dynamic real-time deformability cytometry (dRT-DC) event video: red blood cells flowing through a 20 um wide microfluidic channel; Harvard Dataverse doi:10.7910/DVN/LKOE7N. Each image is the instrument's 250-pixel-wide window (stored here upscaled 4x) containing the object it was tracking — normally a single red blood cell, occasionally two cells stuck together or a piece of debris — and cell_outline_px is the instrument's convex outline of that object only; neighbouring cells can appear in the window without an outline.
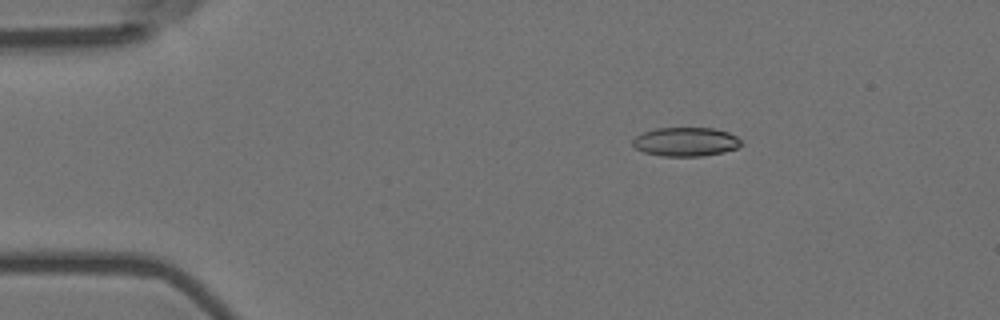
{"species": "Egyptian fruit bat (a non-hibernating species)", "species_latin": "Rousettus aegyptiacus", "temperature_condition": "room temperature", "stored_images_in_passage": 57, "camera_frame_rate_fps": 3000, "um_per_image_px": 0.085, "animal": {"sex": "female"}, "frame": {"image": 1, "passage_image": 10, "time_ms": 3.0, "image_size_px": [1000, 320], "cell_outline_px": [[744, 144], [736, 148], [724, 152], [704, 156], [664, 156], [644, 152], [636, 148], [632, 144], [632, 140], [636, 136], [644, 132], [656, 128], [712, 128], [728, 132], [736, 136]], "centroid_in_image_um": [58.3, 12.05], "position_along_channel_um": 26.7, "area_um2": 18.26}}
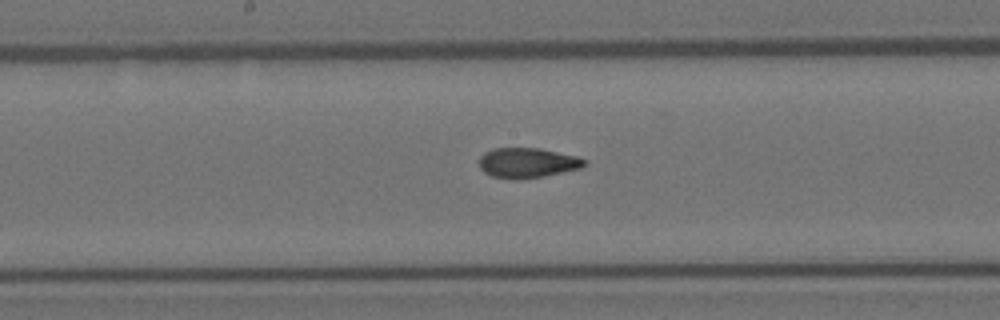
{"frame": {"image": 2, "passage_image": 30, "time_ms": 9.667, "image_size_px": [1000, 320], "cell_outline_px": [[588, 164], [580, 168], [544, 176], [516, 180], [512, 180], [492, 176], [484, 172], [480, 168], [480, 156], [484, 152], [492, 148], [540, 148], [576, 156], [588, 160]], "centroid_in_image_um": [44.83, 13.84], "position_along_channel_um": 203.4, "area_um2": 18.55}}
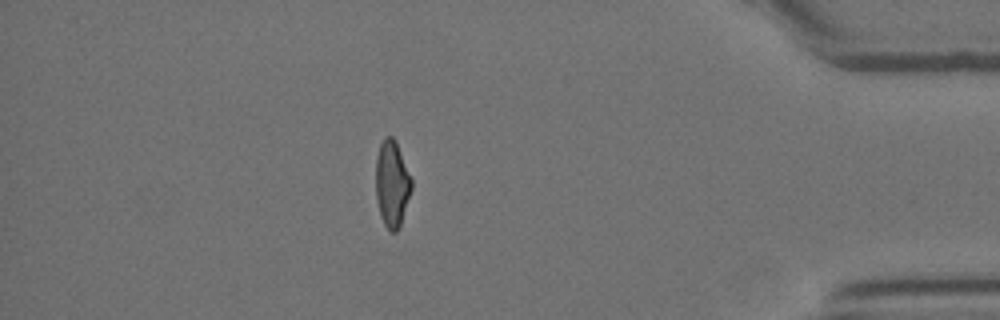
{"frame": {"image": 3, "passage_image": 50, "time_ms": 16.333, "image_size_px": [1000, 320], "cell_outline_px": [[412, 188], [400, 228], [396, 232], [388, 232], [380, 216], [376, 196], [376, 156], [380, 144], [384, 136], [392, 136], [396, 140], [412, 180]], "centroid_in_image_um": [33.32, 15.64], "position_along_channel_um": 401.9, "area_um2": 18.26}, "authors_computed_cell_mechanics": {"area_um2": 18.5538, "velocity_mm_per_s": 3.5978, "shape_relaxation_time_tau1_ms": 5.4997, "shape_relaxation_time_tau2_ms": 1.5098, "deformation_change_tau1": 0.1876, "deformation_change_tau2": 0.0843}}